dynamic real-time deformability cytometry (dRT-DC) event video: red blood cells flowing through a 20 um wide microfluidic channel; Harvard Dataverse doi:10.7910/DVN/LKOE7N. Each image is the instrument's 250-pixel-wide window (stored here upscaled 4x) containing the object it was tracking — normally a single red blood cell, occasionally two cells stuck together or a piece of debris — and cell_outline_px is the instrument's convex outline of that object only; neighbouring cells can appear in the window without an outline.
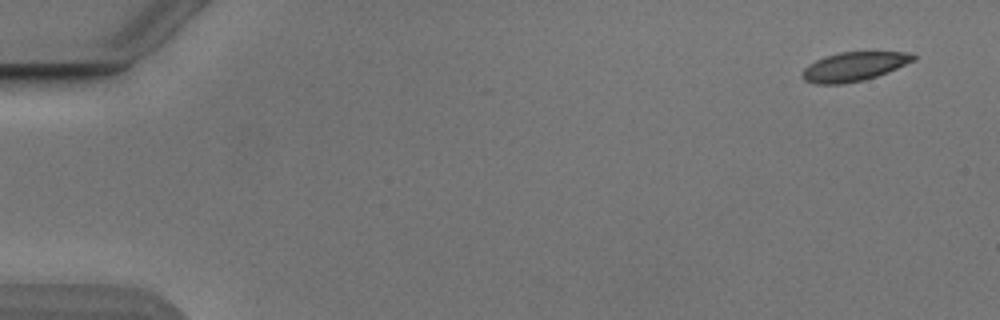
{"species": "Egyptian fruit bat (a non-hibernating species)", "species_latin": "Rousettus aegyptiacus", "temperature_condition": "cold", "stored_images_in_passage": 50, "camera_frame_rate_fps": 3000, "um_per_image_px": 0.085, "animal": {"sex": "male"}, "frame": {"image": 1, "passage_image": 1, "time_ms": 0.0, "image_size_px": [1000, 320], "cell_outline_px": [[916, 60], [888, 72], [864, 80], [844, 84], [816, 84], [804, 80], [800, 76], [804, 68], [808, 64], [824, 56], [840, 52], [904, 52], [916, 56]], "centroid_in_image_um": [72.55, 5.66], "position_along_channel_um": 12.4, "area_um2": 18.84}}
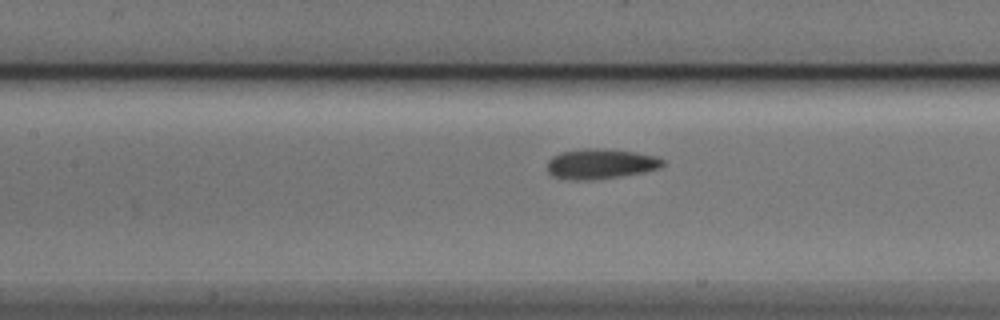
{"frame": {"image": 2, "passage_image": 23, "time_ms": 7.333, "image_size_px": [1000, 320], "cell_outline_px": [[664, 164], [660, 168], [644, 172], [620, 176], [588, 180], [576, 180], [552, 176], [548, 172], [548, 160], [552, 156], [560, 152], [584, 148], [604, 148], [632, 152], [656, 156], [664, 160]], "centroid_in_image_um": [51.04, 13.92], "position_along_channel_um": 156.4, "area_um2": 20.23}}
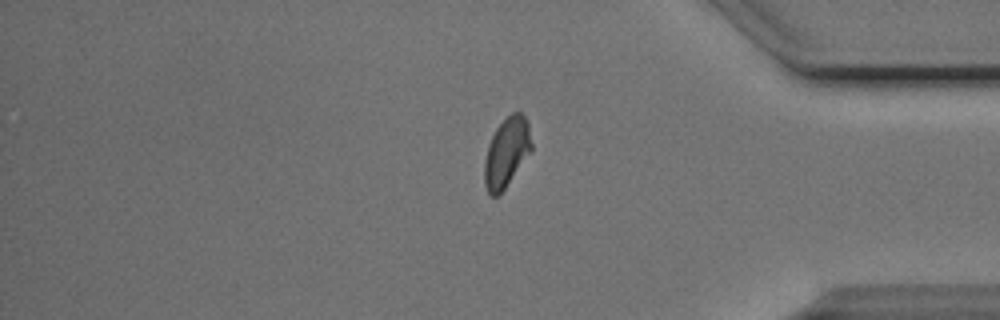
{"frame": {"image": 3, "passage_image": 43, "time_ms": 14.0, "image_size_px": [1000, 320], "cell_outline_px": [[532, 152], [504, 188], [496, 196], [492, 196], [488, 192], [484, 184], [484, 160], [488, 144], [496, 128], [512, 112], [520, 112], [524, 116], [528, 124], [532, 144]], "centroid_in_image_um": [43.06, 12.95], "position_along_channel_um": 392.1, "area_um2": 18.96}, "authors_computed_cell_mechanics": {"area_um2": 19.8254, "velocity_mm_per_s": 3.8594, "shape_relaxation_time_tau1_ms": 3.3347, "shape_relaxation_time_tau2_ms": 1.4553, "deformation_change_tau1": 0.1016, "deformation_change_tau2": 0.0655}}